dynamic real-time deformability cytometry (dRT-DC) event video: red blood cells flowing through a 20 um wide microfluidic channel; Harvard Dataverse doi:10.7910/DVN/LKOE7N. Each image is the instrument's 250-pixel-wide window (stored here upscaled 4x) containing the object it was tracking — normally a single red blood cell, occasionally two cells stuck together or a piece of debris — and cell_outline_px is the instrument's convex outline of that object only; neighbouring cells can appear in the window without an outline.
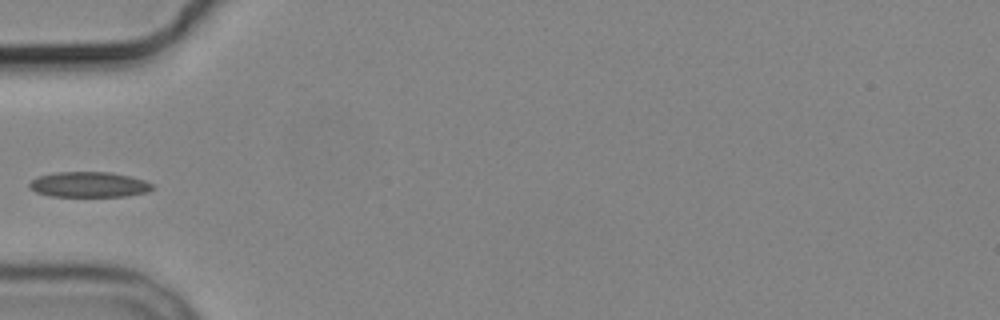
{"species": "common noctule bat (a hibernating species)", "species_latin": "Nyctalus noctula", "temperature_condition": "cold", "stored_images_in_passage": 5, "camera_frame_rate_fps": 3000, "um_per_image_px": 0.085, "animal": {"sex": "male", "body_mass_g": 19.2, "forearm_length_mm": 51.8}, "frame": {"image": 1, "passage_image": 5, "time_ms": 4.667, "image_size_px": [1000, 320], "cell_outline_px": [[156, 188], [148, 192], [128, 196], [52, 196], [36, 192], [28, 188], [28, 184], [36, 176], [56, 172], [108, 172], [132, 176], [144, 180], [152, 184]], "centroid_in_image_um": [7.57, 15.68], "position_along_channel_um": 77.4, "area_um2": 18.38}}